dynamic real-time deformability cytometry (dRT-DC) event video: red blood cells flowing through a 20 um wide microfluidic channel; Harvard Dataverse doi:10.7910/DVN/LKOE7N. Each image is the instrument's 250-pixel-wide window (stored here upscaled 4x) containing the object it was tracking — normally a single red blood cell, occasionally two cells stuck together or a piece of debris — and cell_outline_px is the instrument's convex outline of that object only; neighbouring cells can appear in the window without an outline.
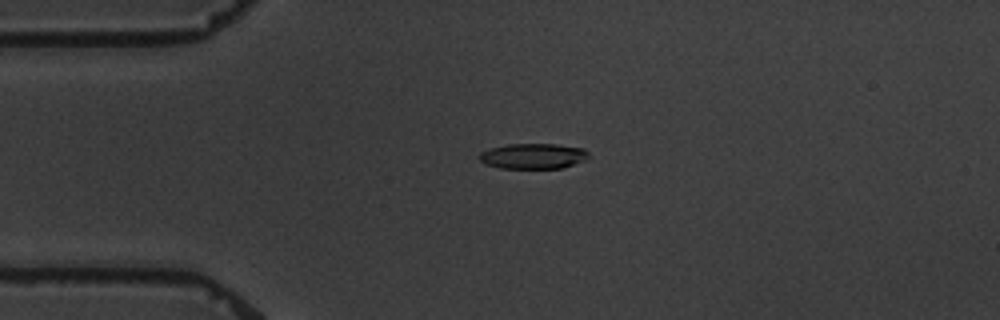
{"species": "common noctule bat (a hibernating species)", "species_latin": "Nyctalus noctula", "temperature_condition": "warm", "stored_images_in_passage": 4, "camera_frame_rate_fps": 3000, "um_per_image_px": 0.085, "animal": {"sex": "male", "body_mass_g": 19.5, "forearm_length_mm": 54.6}, "frame": {"image": 1, "passage_image": 3, "time_ms": 2.333, "image_size_px": [1000, 320], "cell_outline_px": [[588, 156], [584, 160], [564, 168], [500, 168], [484, 164], [480, 160], [480, 152], [488, 148], [508, 144], [556, 144], [584, 148], [588, 152]], "centroid_in_image_um": [45.3, 13.26], "position_along_channel_um": 39.7, "area_um2": 16.24}}